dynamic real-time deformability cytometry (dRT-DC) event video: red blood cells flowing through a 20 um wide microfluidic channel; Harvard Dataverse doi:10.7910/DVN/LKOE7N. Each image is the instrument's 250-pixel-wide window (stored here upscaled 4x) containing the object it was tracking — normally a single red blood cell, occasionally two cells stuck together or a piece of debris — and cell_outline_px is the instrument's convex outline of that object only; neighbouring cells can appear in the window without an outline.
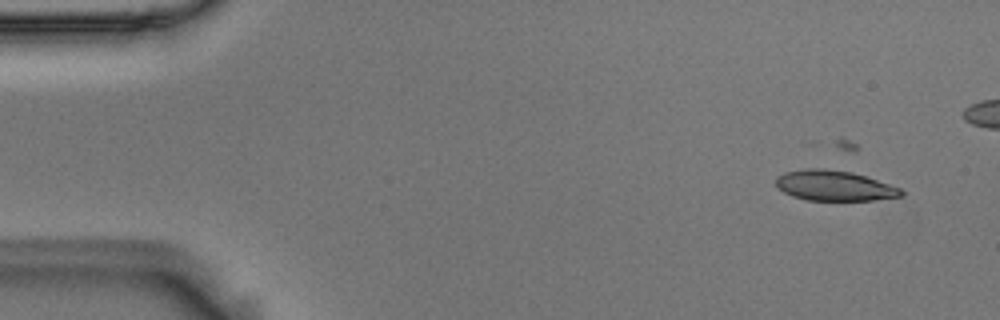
{"species": "Egyptian fruit bat (a non-hibernating species)", "species_latin": "Rousettus aegyptiacus", "temperature_condition": "room temperature", "stored_images_in_passage": 59, "camera_frame_rate_fps": 3000, "um_per_image_px": 0.085, "animal": {"sex": "male"}, "frame": {"image": 1, "passage_image": 6, "time_ms": 1.667, "image_size_px": [1000, 320], "cell_outline_px": [[904, 196], [872, 200], [808, 200], [792, 196], [784, 192], [776, 184], [776, 176], [784, 172], [808, 168], [824, 168], [852, 172], [900, 188], [904, 192]], "centroid_in_image_um": [70.9, 15.78], "position_along_channel_um": 14.1, "area_um2": 21.96}}
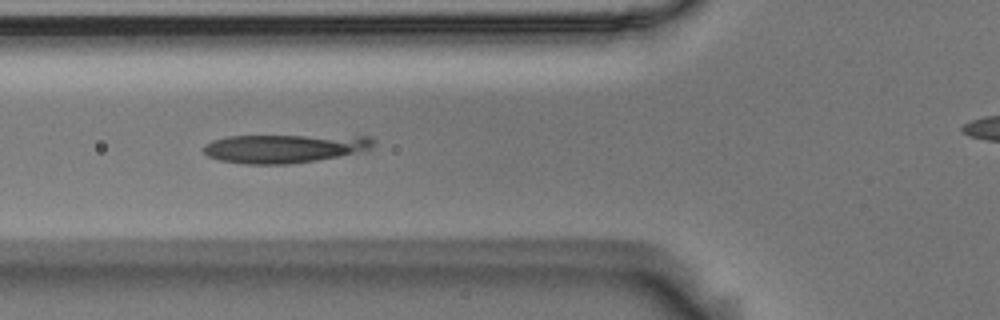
{"frame": {"image": 2, "passage_image": 22, "time_ms": 7.0, "image_size_px": [1000, 320], "cell_outline_px": [[376, 140], [368, 148], [336, 156], [316, 160], [288, 164], [244, 164], [220, 160], [208, 156], [204, 152], [204, 144], [212, 140], [228, 136], [372, 136]], "centroid_in_image_um": [24.09, 12.61], "position_along_channel_um": 101.7, "area_um2": 27.8}}